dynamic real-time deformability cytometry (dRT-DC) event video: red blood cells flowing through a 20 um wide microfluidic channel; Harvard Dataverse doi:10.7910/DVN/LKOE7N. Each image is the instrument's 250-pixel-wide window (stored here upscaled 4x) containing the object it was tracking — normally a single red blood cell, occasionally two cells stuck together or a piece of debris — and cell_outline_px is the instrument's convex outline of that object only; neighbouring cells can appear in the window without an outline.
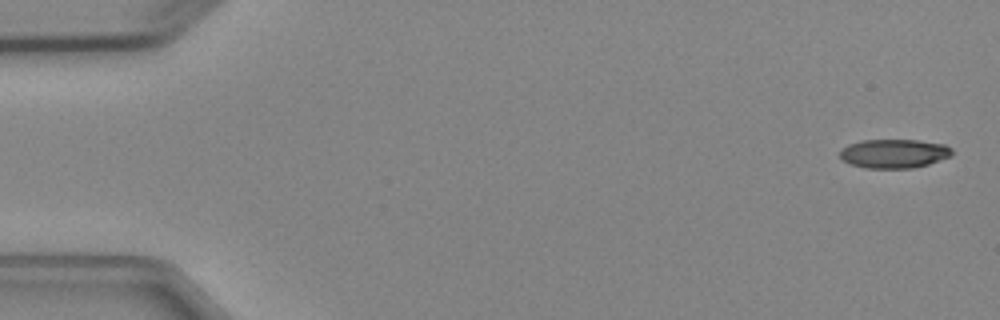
{"species": "Egyptian fruit bat (a non-hibernating species)", "species_latin": "Rousettus aegyptiacus", "temperature_condition": "cold", "stored_images_in_passage": 4, "camera_frame_rate_fps": 3000, "um_per_image_px": 0.085, "animal": {"sex": "female"}, "frame": {"image": 1, "passage_image": 1, "time_ms": 0.0, "image_size_px": [1000, 320], "cell_outline_px": [[952, 156], [928, 164], [912, 168], [864, 168], [852, 164], [844, 160], [840, 156], [840, 152], [848, 144], [860, 140], [916, 140], [944, 144], [952, 148]], "centroid_in_image_um": [76.01, 13.05], "position_along_channel_um": 9.0, "area_um2": 18.84}}
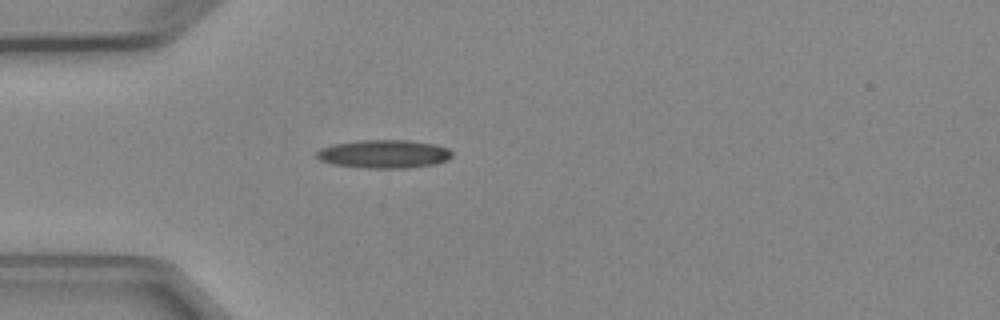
{"frame": {"image": 2, "passage_image": 4, "time_ms": 4.333, "image_size_px": [1000, 320], "cell_outline_px": [[452, 156], [448, 160], [436, 164], [408, 168], [364, 168], [332, 164], [320, 160], [316, 156], [316, 152], [320, 148], [332, 144], [356, 140], [408, 140], [436, 144], [448, 148], [452, 152]], "centroid_in_image_um": [32.64, 13.08], "position_along_channel_um": 52.4, "area_um2": 22.66}}